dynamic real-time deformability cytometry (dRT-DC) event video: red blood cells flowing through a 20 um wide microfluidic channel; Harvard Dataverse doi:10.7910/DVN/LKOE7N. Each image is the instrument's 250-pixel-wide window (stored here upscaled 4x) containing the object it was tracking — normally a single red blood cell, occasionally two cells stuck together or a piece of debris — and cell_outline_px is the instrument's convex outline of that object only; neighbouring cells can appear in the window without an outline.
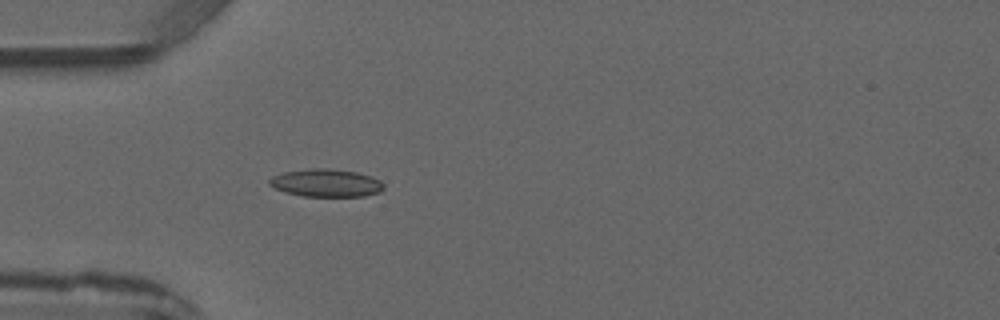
{"species": "common noctule bat (a hibernating species)", "species_latin": "Nyctalus noctula", "temperature_condition": "warm", "stored_images_in_passage": 4, "camera_frame_rate_fps": 3000, "um_per_image_px": 0.085, "animal": {"sex": "male", "forearm_length_mm": 52.5}, "frame": {"image": 1, "passage_image": 4, "time_ms": 4.333, "image_size_px": [1000, 320], "cell_outline_px": [[384, 188], [380, 192], [364, 196], [304, 196], [284, 192], [268, 184], [268, 180], [272, 176], [284, 172], [312, 168], [328, 168], [356, 172], [372, 176], [380, 180], [384, 184]], "centroid_in_image_um": [27.73, 15.55], "position_along_channel_um": 57.3, "area_um2": 18.55}}